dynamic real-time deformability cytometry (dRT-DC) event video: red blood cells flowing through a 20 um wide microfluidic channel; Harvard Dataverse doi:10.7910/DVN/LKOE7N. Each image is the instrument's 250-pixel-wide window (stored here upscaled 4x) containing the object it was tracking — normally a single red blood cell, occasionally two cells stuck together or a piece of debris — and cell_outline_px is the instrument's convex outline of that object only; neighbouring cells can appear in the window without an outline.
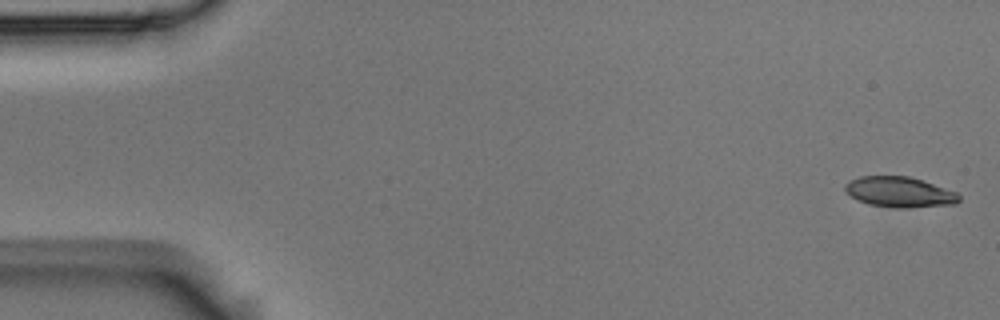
{"species": "Egyptian fruit bat (a non-hibernating species)", "species_latin": "Rousettus aegyptiacus", "temperature_condition": "room temperature", "stored_images_in_passage": 4, "camera_frame_rate_fps": 3000, "um_per_image_px": 0.085, "animal": {"sex": "male"}, "frame": {"image": 1, "passage_image": 1, "time_ms": 0.0, "image_size_px": [1000, 320], "cell_outline_px": [[960, 200], [956, 204], [900, 208], [896, 208], [868, 204], [856, 200], [844, 188], [844, 184], [848, 180], [860, 176], [908, 176], [956, 192], [960, 196]], "centroid_in_image_um": [76.42, 16.32], "position_along_channel_um": 8.6, "area_um2": 20.06}}